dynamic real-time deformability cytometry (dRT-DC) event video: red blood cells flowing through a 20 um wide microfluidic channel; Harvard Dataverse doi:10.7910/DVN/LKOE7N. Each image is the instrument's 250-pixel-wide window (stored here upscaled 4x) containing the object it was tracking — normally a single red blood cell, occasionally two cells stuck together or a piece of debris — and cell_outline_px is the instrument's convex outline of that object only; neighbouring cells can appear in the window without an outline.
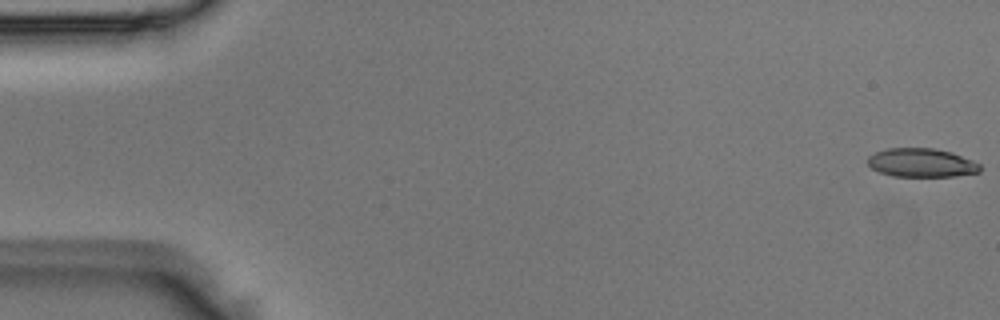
{"species": "Egyptian fruit bat (a non-hibernating species)", "species_latin": "Rousettus aegyptiacus", "temperature_condition": "room temperature", "stored_images_in_passage": 4, "camera_frame_rate_fps": 3000, "um_per_image_px": 0.085, "animal": {"sex": "male"}, "frame": {"image": 1, "passage_image": 1, "time_ms": 0.0, "image_size_px": [1000, 320], "cell_outline_px": [[980, 172], [956, 176], [892, 176], [880, 172], [872, 168], [868, 164], [868, 156], [876, 152], [888, 148], [932, 148], [952, 152], [972, 160], [980, 164]], "centroid_in_image_um": [78.33, 13.83], "position_along_channel_um": 6.7, "area_um2": 18.73}}